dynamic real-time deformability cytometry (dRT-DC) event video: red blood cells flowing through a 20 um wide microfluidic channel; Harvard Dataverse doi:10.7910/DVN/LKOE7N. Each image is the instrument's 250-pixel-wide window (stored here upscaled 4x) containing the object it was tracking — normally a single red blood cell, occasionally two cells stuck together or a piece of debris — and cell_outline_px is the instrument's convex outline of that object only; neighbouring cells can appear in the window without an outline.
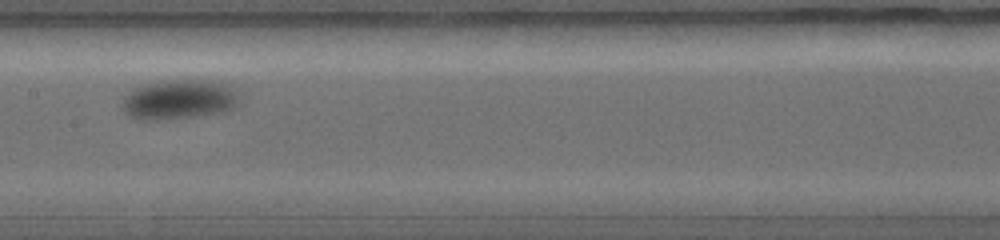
{"species": "common noctule bat (a hibernating species)", "species_latin": "Nyctalus noctula", "temperature_condition": "warm", "stored_images_in_passage": 6, "camera_frame_rate_fps": 5000, "um_per_image_px": 0.085, "animal": {"sex": "female", "body_mass_g": 19.0, "forearm_length_mm": 56.7}, "frame": {"image": 1, "passage_image": 5, "time_ms": 3.4, "image_size_px": [1000, 240], "cell_outline_px": [[236, 100], [232, 108], [216, 112], [188, 116], [148, 120], [144, 120], [132, 116], [124, 112], [124, 96], [132, 88], [144, 84], [160, 80], [212, 80], [228, 84], [236, 88]], "centroid_in_image_um": [15.18, 8.4], "position_along_channel_um": 192.2, "area_um2": 26.41}}
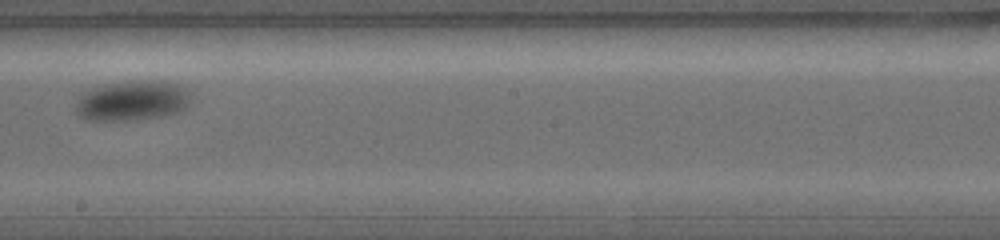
{"frame": {"image": 2, "passage_image": 6, "time_ms": 4.2, "image_size_px": [1000, 240], "cell_outline_px": [[192, 92], [184, 108], [176, 112], [164, 116], [124, 120], [92, 120], [80, 116], [76, 108], [80, 92], [88, 88], [104, 84], [132, 80], [164, 80], [180, 84]], "centroid_in_image_um": [11.25, 8.51], "position_along_channel_um": 237.0, "area_um2": 27.11}}